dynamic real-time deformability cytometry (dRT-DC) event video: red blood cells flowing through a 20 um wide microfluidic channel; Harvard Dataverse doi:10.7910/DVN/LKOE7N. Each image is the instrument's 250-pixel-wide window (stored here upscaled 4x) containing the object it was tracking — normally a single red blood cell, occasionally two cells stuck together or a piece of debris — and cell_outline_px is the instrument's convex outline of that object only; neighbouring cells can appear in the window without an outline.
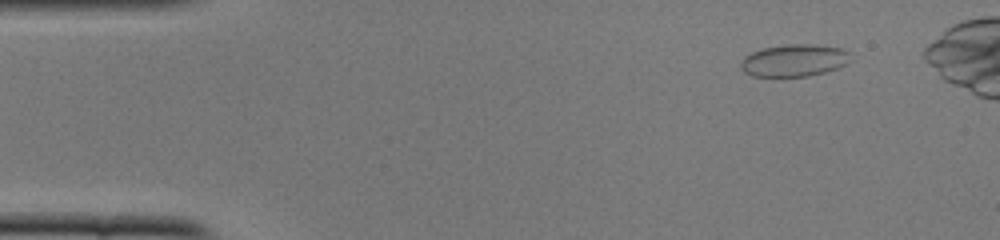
{"species": "common noctule bat (a hibernating species)", "species_latin": "Nyctalus noctula", "temperature_condition": "cold", "stored_images_in_passage": 43, "camera_frame_rate_fps": 3000, "um_per_image_px": 0.085, "animal": {"sex": "female", "body_mass_g": 22.0, "forearm_length_mm": 56.7}, "frame": {"image": 1, "passage_image": 1, "time_ms": 0.0, "image_size_px": [1000, 240], "cell_outline_px": [[848, 64], [824, 72], [808, 76], [752, 76], [744, 72], [740, 68], [740, 64], [744, 56], [752, 52], [764, 48], [788, 44], [808, 44], [840, 48], [848, 52]], "centroid_in_image_um": [67.45, 5.14], "position_along_channel_um": 17.5, "area_um2": 20.35}}
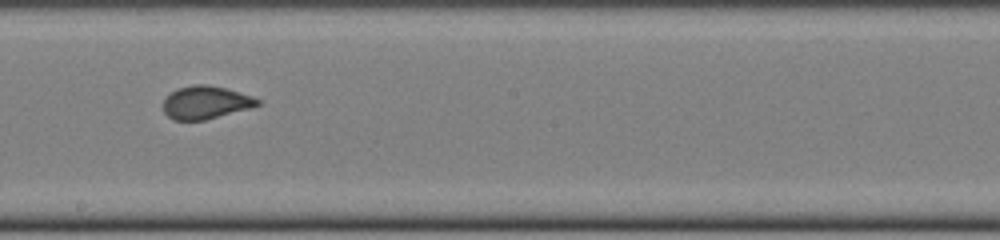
{"frame": {"image": 2, "passage_image": 24, "time_ms": 7.667, "image_size_px": [1000, 240], "cell_outline_px": [[260, 104], [252, 108], [204, 120], [172, 120], [164, 112], [164, 100], [176, 88], [192, 84], [208, 84], [240, 92], [252, 96], [260, 100]], "centroid_in_image_um": [17.49, 8.7], "position_along_channel_um": 230.7, "area_um2": 18.15}}
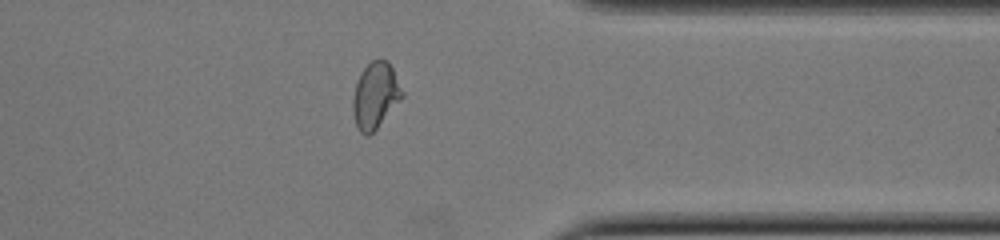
{"frame": {"image": 3, "passage_image": 36, "time_ms": 11.667, "image_size_px": [1000, 240], "cell_outline_px": [[404, 96], [376, 128], [368, 136], [364, 136], [360, 132], [356, 124], [352, 112], [352, 96], [356, 80], [360, 72], [372, 60], [380, 56], [388, 60], [404, 92]], "centroid_in_image_um": [31.88, 8.07], "position_along_channel_um": 379.5, "area_um2": 19.25}, "authors_computed_cell_mechanics": {"area_um2": 18.7272, "velocity_mm_per_s": 3.9306, "shape_relaxation_time_tau1_ms": 5.165, "shape_relaxation_time_tau2_ms": null, "deformation_change_tau1": 0.1382, "deformation_change_tau2": null}}